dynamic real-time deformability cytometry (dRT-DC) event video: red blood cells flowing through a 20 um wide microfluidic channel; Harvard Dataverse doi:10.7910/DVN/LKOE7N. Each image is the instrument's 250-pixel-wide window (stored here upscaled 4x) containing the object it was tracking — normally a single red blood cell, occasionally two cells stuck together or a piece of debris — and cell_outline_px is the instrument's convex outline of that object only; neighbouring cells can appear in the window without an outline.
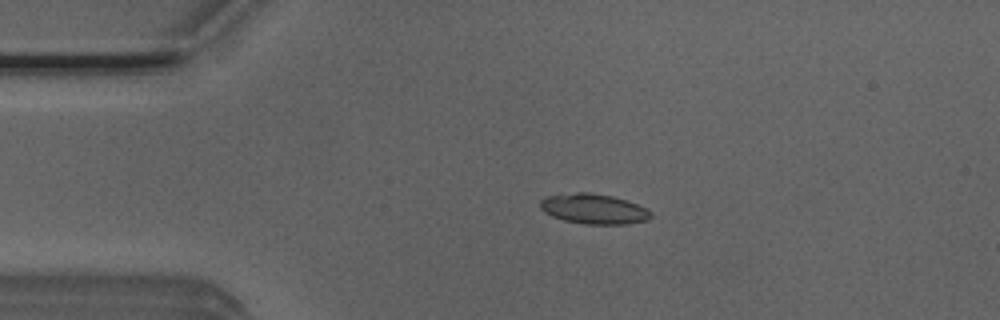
{"species": "Egyptian fruit bat (a non-hibernating species)", "species_latin": "Rousettus aegyptiacus", "temperature_condition": "room temperature", "stored_images_in_passage": 4, "camera_frame_rate_fps": 3000, "um_per_image_px": 0.085, "animal": {"sex": "male"}, "frame": {"image": 1, "passage_image": 3, "time_ms": 0.667, "image_size_px": [1000, 320], "cell_outline_px": [[652, 216], [648, 220], [628, 224], [584, 224], [564, 220], [552, 216], [544, 212], [540, 208], [540, 200], [544, 196], [576, 192], [592, 192], [612, 196], [648, 208], [652, 212]], "centroid_in_image_um": [50.46, 17.75], "position_along_channel_um": 34.5, "area_um2": 19.59}}